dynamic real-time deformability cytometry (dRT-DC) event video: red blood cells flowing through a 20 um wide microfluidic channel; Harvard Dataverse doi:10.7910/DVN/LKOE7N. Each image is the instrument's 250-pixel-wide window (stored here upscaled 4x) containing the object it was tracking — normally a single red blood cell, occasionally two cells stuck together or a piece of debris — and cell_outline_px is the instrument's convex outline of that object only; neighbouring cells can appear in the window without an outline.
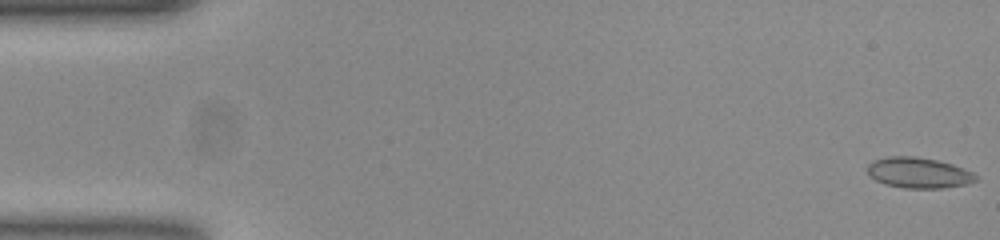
{"species": "common noctule bat (a hibernating species)", "species_latin": "Nyctalus noctula", "temperature_condition": "room temperature", "stored_images_in_passage": 52, "camera_frame_rate_fps": 3000, "um_per_image_px": 0.085, "animal": {"sex": "female", "body_mass_g": 23.0, "forearm_length_mm": 53.4}, "frame": {"image": 1, "passage_image": 1, "time_ms": 0.0, "image_size_px": [1000, 240], "cell_outline_px": [[976, 180], [968, 184], [944, 188], [904, 188], [884, 184], [868, 176], [868, 164], [872, 160], [888, 156], [912, 156], [936, 160], [952, 164], [964, 168], [972, 172], [976, 176]], "centroid_in_image_um": [78.05, 14.69], "position_along_channel_um": 6.9, "area_um2": 19.42}}
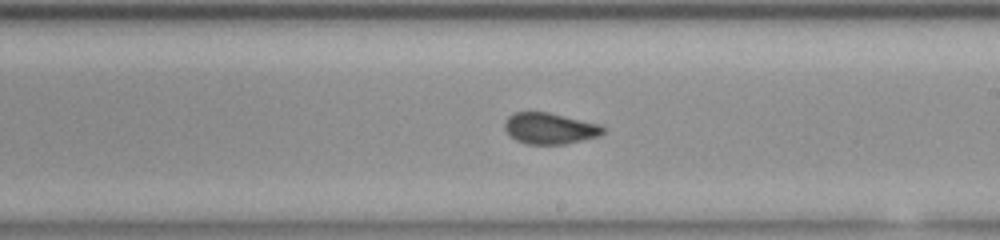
{"frame": {"image": 2, "passage_image": 30, "time_ms": 9.667, "image_size_px": [1000, 240], "cell_outline_px": [[604, 132], [600, 136], [564, 144], [528, 144], [516, 140], [504, 128], [504, 124], [508, 116], [512, 112], [548, 112], [600, 124], [604, 128]], "centroid_in_image_um": [46.73, 10.91], "position_along_channel_um": 242.3, "area_um2": 17.8}}
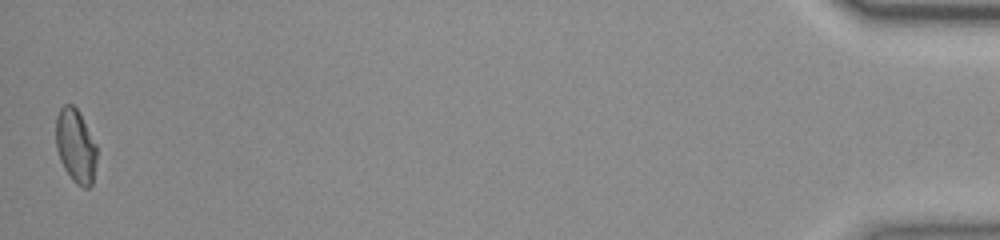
{"frame": {"image": 3, "passage_image": 52, "time_ms": 17.0, "image_size_px": [1000, 240], "cell_outline_px": [[96, 160], [92, 184], [88, 188], [84, 188], [76, 184], [72, 180], [64, 168], [60, 160], [56, 148], [56, 116], [60, 108], [64, 104], [72, 104], [80, 112], [96, 144]], "centroid_in_image_um": [6.42, 12.39], "position_along_channel_um": 428.8, "area_um2": 17.69}, "authors_computed_cell_mechanics": {"area_um2": 18.207, "velocity_mm_per_s": 3.8905, "shape_relaxation_time_tau1_ms": null, "shape_relaxation_time_tau2_ms": 1.0432, "deformation_change_tau1": null, "deformation_change_tau2": 0.0601}}